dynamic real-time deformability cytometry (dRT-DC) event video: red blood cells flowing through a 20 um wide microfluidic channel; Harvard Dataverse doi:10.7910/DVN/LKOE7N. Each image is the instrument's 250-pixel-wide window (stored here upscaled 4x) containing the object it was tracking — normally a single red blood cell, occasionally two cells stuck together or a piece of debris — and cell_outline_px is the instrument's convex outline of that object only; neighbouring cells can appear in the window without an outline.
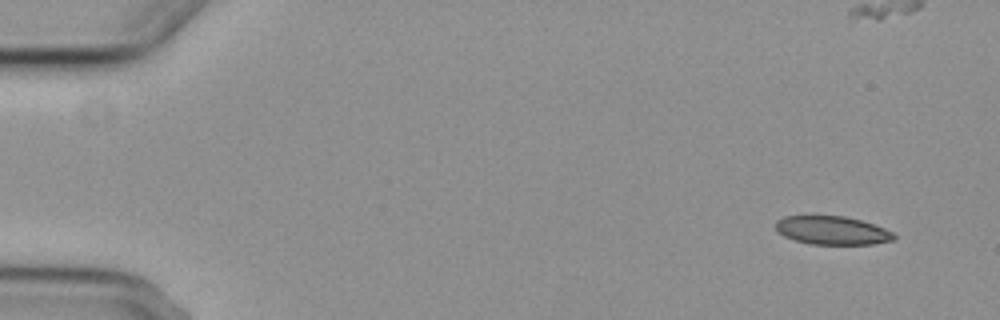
{"species": "common noctule bat (a hibernating species)", "species_latin": "Nyctalus noctula", "temperature_condition": "cold", "stored_images_in_passage": 10, "segment_of_instrument_passage": [1, 2], "camera_frame_rate_fps": 3000, "um_per_image_px": 0.085, "animal": {"sex": "female", "body_mass_g": 29.2, "forearm_length_mm": 56.3}, "frame": {"image": 1, "passage_image": 1, "time_ms": 0.0, "image_size_px": [1000, 320], "cell_outline_px": [[896, 240], [872, 244], [808, 244], [784, 236], [776, 232], [776, 220], [784, 216], [844, 216], [860, 220], [884, 228], [892, 232], [896, 236]], "centroid_in_image_um": [70.72, 19.59], "position_along_channel_um": 14.3, "area_um2": 19.59}}